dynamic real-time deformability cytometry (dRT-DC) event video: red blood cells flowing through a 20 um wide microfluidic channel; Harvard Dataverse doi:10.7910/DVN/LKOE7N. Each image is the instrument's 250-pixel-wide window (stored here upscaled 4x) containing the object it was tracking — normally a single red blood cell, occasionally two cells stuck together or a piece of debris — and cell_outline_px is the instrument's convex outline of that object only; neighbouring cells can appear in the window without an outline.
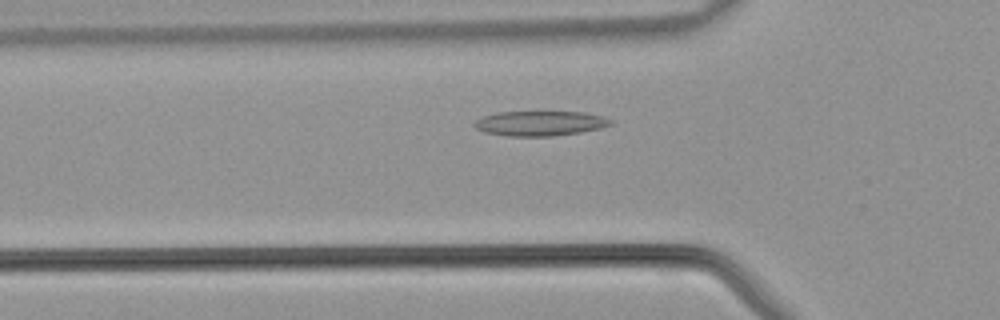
{"species": "common noctule bat (a hibernating species)", "species_latin": "Nyctalus noctula", "temperature_condition": "warm", "stored_images_in_passage": 7, "camera_frame_rate_fps": 3000, "um_per_image_px": 0.085, "animal": {"sex": "male", "body_mass_g": 21.5, "forearm_length_mm": 52.0}, "frame": {"image": 1, "passage_image": 5, "time_ms": 1.333, "image_size_px": [1000, 320], "cell_outline_px": [[612, 124], [600, 128], [580, 132], [552, 136], [508, 136], [484, 132], [476, 128], [472, 124], [476, 120], [484, 116], [496, 112], [540, 108], [584, 112], [600, 116], [612, 120]], "centroid_in_image_um": [45.87, 10.42], "position_along_channel_um": 79.9, "area_um2": 20.87}}